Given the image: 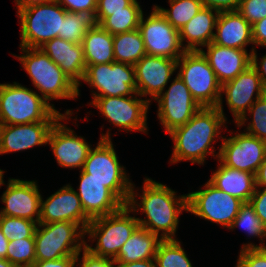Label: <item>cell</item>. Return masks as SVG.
I'll list each match as a JSON object with an SVG mask.
<instances>
[{"label":"cell","instance_id":"1","mask_svg":"<svg viewBox=\"0 0 266 267\" xmlns=\"http://www.w3.org/2000/svg\"><path fill=\"white\" fill-rule=\"evenodd\" d=\"M136 196H140L141 203L137 202ZM126 206L131 212L141 210L146 214L145 219L137 217L139 226L157 234L162 240L175 239L179 215L183 210L188 211V195L177 196L171 188L146 177L142 195L134 192L132 183Z\"/></svg>","mask_w":266,"mask_h":267},{"label":"cell","instance_id":"2","mask_svg":"<svg viewBox=\"0 0 266 267\" xmlns=\"http://www.w3.org/2000/svg\"><path fill=\"white\" fill-rule=\"evenodd\" d=\"M226 121L218 107H202L185 125L168 133L174 141L170 162L188 160L203 165L208 153L218 159L219 153L214 154L211 144L220 135V128Z\"/></svg>","mask_w":266,"mask_h":267},{"label":"cell","instance_id":"3","mask_svg":"<svg viewBox=\"0 0 266 267\" xmlns=\"http://www.w3.org/2000/svg\"><path fill=\"white\" fill-rule=\"evenodd\" d=\"M0 84V125H23L35 122H57L64 114L47 103L38 93L19 83Z\"/></svg>","mask_w":266,"mask_h":267},{"label":"cell","instance_id":"4","mask_svg":"<svg viewBox=\"0 0 266 267\" xmlns=\"http://www.w3.org/2000/svg\"><path fill=\"white\" fill-rule=\"evenodd\" d=\"M22 55L17 56L32 80V84L42 93V98L75 99L78 86L40 48L21 47Z\"/></svg>","mask_w":266,"mask_h":267},{"label":"cell","instance_id":"5","mask_svg":"<svg viewBox=\"0 0 266 267\" xmlns=\"http://www.w3.org/2000/svg\"><path fill=\"white\" fill-rule=\"evenodd\" d=\"M131 210L124 205L119 211L94 218L85 229V235L92 241L97 239L93 248L85 241V249L99 257L114 259L124 243L139 226L137 217L130 216Z\"/></svg>","mask_w":266,"mask_h":267},{"label":"cell","instance_id":"6","mask_svg":"<svg viewBox=\"0 0 266 267\" xmlns=\"http://www.w3.org/2000/svg\"><path fill=\"white\" fill-rule=\"evenodd\" d=\"M178 68L177 75L183 80L196 102L201 107H218L226 119L222 106V85L202 52L186 51L177 60Z\"/></svg>","mask_w":266,"mask_h":267},{"label":"cell","instance_id":"7","mask_svg":"<svg viewBox=\"0 0 266 267\" xmlns=\"http://www.w3.org/2000/svg\"><path fill=\"white\" fill-rule=\"evenodd\" d=\"M91 178L104 183L124 205L128 203L132 183L125 167L119 164L109 130L102 134L97 146L90 150L83 169Z\"/></svg>","mask_w":266,"mask_h":267},{"label":"cell","instance_id":"8","mask_svg":"<svg viewBox=\"0 0 266 267\" xmlns=\"http://www.w3.org/2000/svg\"><path fill=\"white\" fill-rule=\"evenodd\" d=\"M84 236L85 231L73 222L38 223L34 234L36 261L77 256L85 247Z\"/></svg>","mask_w":266,"mask_h":267},{"label":"cell","instance_id":"9","mask_svg":"<svg viewBox=\"0 0 266 267\" xmlns=\"http://www.w3.org/2000/svg\"><path fill=\"white\" fill-rule=\"evenodd\" d=\"M21 22L20 47L40 48L62 33L66 10L56 1L33 4L17 10Z\"/></svg>","mask_w":266,"mask_h":267},{"label":"cell","instance_id":"10","mask_svg":"<svg viewBox=\"0 0 266 267\" xmlns=\"http://www.w3.org/2000/svg\"><path fill=\"white\" fill-rule=\"evenodd\" d=\"M204 187L187 194V212L229 229L244 202L217 189L209 181Z\"/></svg>","mask_w":266,"mask_h":267},{"label":"cell","instance_id":"11","mask_svg":"<svg viewBox=\"0 0 266 267\" xmlns=\"http://www.w3.org/2000/svg\"><path fill=\"white\" fill-rule=\"evenodd\" d=\"M84 82L97 92L93 97H119L136 95L135 68L133 65L113 62L86 67Z\"/></svg>","mask_w":266,"mask_h":267},{"label":"cell","instance_id":"12","mask_svg":"<svg viewBox=\"0 0 266 267\" xmlns=\"http://www.w3.org/2000/svg\"><path fill=\"white\" fill-rule=\"evenodd\" d=\"M138 30L143 37L147 55L178 60L186 52L179 30L174 28L155 6L147 19L144 20L142 14Z\"/></svg>","mask_w":266,"mask_h":267},{"label":"cell","instance_id":"13","mask_svg":"<svg viewBox=\"0 0 266 267\" xmlns=\"http://www.w3.org/2000/svg\"><path fill=\"white\" fill-rule=\"evenodd\" d=\"M140 96L93 97L92 106L98 108L105 119L126 131L147 132V110L151 99Z\"/></svg>","mask_w":266,"mask_h":267},{"label":"cell","instance_id":"14","mask_svg":"<svg viewBox=\"0 0 266 267\" xmlns=\"http://www.w3.org/2000/svg\"><path fill=\"white\" fill-rule=\"evenodd\" d=\"M173 80L168 90L156 98L158 118L166 133L185 125L202 108L178 75Z\"/></svg>","mask_w":266,"mask_h":267},{"label":"cell","instance_id":"15","mask_svg":"<svg viewBox=\"0 0 266 267\" xmlns=\"http://www.w3.org/2000/svg\"><path fill=\"white\" fill-rule=\"evenodd\" d=\"M221 138L218 161L223 165L256 174L266 155V141L248 133Z\"/></svg>","mask_w":266,"mask_h":267},{"label":"cell","instance_id":"16","mask_svg":"<svg viewBox=\"0 0 266 267\" xmlns=\"http://www.w3.org/2000/svg\"><path fill=\"white\" fill-rule=\"evenodd\" d=\"M221 92L226 96V103L235 117L234 120L238 127L243 126L247 121L246 114L249 108L266 93L258 72L252 65L233 80L224 83Z\"/></svg>","mask_w":266,"mask_h":267},{"label":"cell","instance_id":"17","mask_svg":"<svg viewBox=\"0 0 266 267\" xmlns=\"http://www.w3.org/2000/svg\"><path fill=\"white\" fill-rule=\"evenodd\" d=\"M7 184L1 197L6 206L0 215L25 218L38 224L42 196L37 183L34 180L9 179Z\"/></svg>","mask_w":266,"mask_h":267},{"label":"cell","instance_id":"18","mask_svg":"<svg viewBox=\"0 0 266 267\" xmlns=\"http://www.w3.org/2000/svg\"><path fill=\"white\" fill-rule=\"evenodd\" d=\"M69 118V115H64L55 123L47 143L51 146L58 165L65 168L78 167L82 170L92 148L83 137H78L72 129L60 122Z\"/></svg>","mask_w":266,"mask_h":267},{"label":"cell","instance_id":"19","mask_svg":"<svg viewBox=\"0 0 266 267\" xmlns=\"http://www.w3.org/2000/svg\"><path fill=\"white\" fill-rule=\"evenodd\" d=\"M134 68L136 92L140 97L149 95L156 100L177 70V60L146 54Z\"/></svg>","mask_w":266,"mask_h":267},{"label":"cell","instance_id":"20","mask_svg":"<svg viewBox=\"0 0 266 267\" xmlns=\"http://www.w3.org/2000/svg\"><path fill=\"white\" fill-rule=\"evenodd\" d=\"M67 221L78 224L84 231L90 223L80 198L69 184L63 186L45 201L41 198L39 223Z\"/></svg>","mask_w":266,"mask_h":267},{"label":"cell","instance_id":"21","mask_svg":"<svg viewBox=\"0 0 266 267\" xmlns=\"http://www.w3.org/2000/svg\"><path fill=\"white\" fill-rule=\"evenodd\" d=\"M79 192L85 215L90 219L106 216L119 211L124 204L106 187L104 183L90 177L80 170Z\"/></svg>","mask_w":266,"mask_h":267},{"label":"cell","instance_id":"22","mask_svg":"<svg viewBox=\"0 0 266 267\" xmlns=\"http://www.w3.org/2000/svg\"><path fill=\"white\" fill-rule=\"evenodd\" d=\"M56 122H35L23 125H0V155L47 145Z\"/></svg>","mask_w":266,"mask_h":267},{"label":"cell","instance_id":"23","mask_svg":"<svg viewBox=\"0 0 266 267\" xmlns=\"http://www.w3.org/2000/svg\"><path fill=\"white\" fill-rule=\"evenodd\" d=\"M207 52L200 51L207 58L221 85L233 80L252 64V53L247 50L229 48L214 43L206 45Z\"/></svg>","mask_w":266,"mask_h":267},{"label":"cell","instance_id":"24","mask_svg":"<svg viewBox=\"0 0 266 267\" xmlns=\"http://www.w3.org/2000/svg\"><path fill=\"white\" fill-rule=\"evenodd\" d=\"M47 56L78 86L84 79L86 63L82 43L76 44L56 37L40 47Z\"/></svg>","mask_w":266,"mask_h":267},{"label":"cell","instance_id":"25","mask_svg":"<svg viewBox=\"0 0 266 267\" xmlns=\"http://www.w3.org/2000/svg\"><path fill=\"white\" fill-rule=\"evenodd\" d=\"M215 29L214 44L242 50L253 44L252 25L238 11L219 12Z\"/></svg>","mask_w":266,"mask_h":267},{"label":"cell","instance_id":"26","mask_svg":"<svg viewBox=\"0 0 266 267\" xmlns=\"http://www.w3.org/2000/svg\"><path fill=\"white\" fill-rule=\"evenodd\" d=\"M218 15V11L202 7L188 23L180 28V40L186 51H200L202 49L199 48L200 46L209 45L213 41V29L216 27ZM185 40L187 45L183 44Z\"/></svg>","mask_w":266,"mask_h":267},{"label":"cell","instance_id":"27","mask_svg":"<svg viewBox=\"0 0 266 267\" xmlns=\"http://www.w3.org/2000/svg\"><path fill=\"white\" fill-rule=\"evenodd\" d=\"M208 181L217 189L244 203L250 202L256 187L254 174L225 166L221 162Z\"/></svg>","mask_w":266,"mask_h":267},{"label":"cell","instance_id":"28","mask_svg":"<svg viewBox=\"0 0 266 267\" xmlns=\"http://www.w3.org/2000/svg\"><path fill=\"white\" fill-rule=\"evenodd\" d=\"M161 241L162 238L157 234L138 226L113 260L115 263H129L155 259L157 247Z\"/></svg>","mask_w":266,"mask_h":267},{"label":"cell","instance_id":"29","mask_svg":"<svg viewBox=\"0 0 266 267\" xmlns=\"http://www.w3.org/2000/svg\"><path fill=\"white\" fill-rule=\"evenodd\" d=\"M82 46L86 67L115 62L113 35L100 25L87 31Z\"/></svg>","mask_w":266,"mask_h":267},{"label":"cell","instance_id":"30","mask_svg":"<svg viewBox=\"0 0 266 267\" xmlns=\"http://www.w3.org/2000/svg\"><path fill=\"white\" fill-rule=\"evenodd\" d=\"M99 26L96 10H82L78 12H65L62 19V33L59 38L80 44L87 31Z\"/></svg>","mask_w":266,"mask_h":267},{"label":"cell","instance_id":"31","mask_svg":"<svg viewBox=\"0 0 266 267\" xmlns=\"http://www.w3.org/2000/svg\"><path fill=\"white\" fill-rule=\"evenodd\" d=\"M115 62L135 65L145 55L143 37L138 29L113 35Z\"/></svg>","mask_w":266,"mask_h":267},{"label":"cell","instance_id":"32","mask_svg":"<svg viewBox=\"0 0 266 267\" xmlns=\"http://www.w3.org/2000/svg\"><path fill=\"white\" fill-rule=\"evenodd\" d=\"M142 14L141 6L134 0L127 11L109 12L99 25L112 35L129 32L138 29Z\"/></svg>","mask_w":266,"mask_h":267},{"label":"cell","instance_id":"33","mask_svg":"<svg viewBox=\"0 0 266 267\" xmlns=\"http://www.w3.org/2000/svg\"><path fill=\"white\" fill-rule=\"evenodd\" d=\"M171 9L154 5L164 18L177 30H180L203 7L200 0H168Z\"/></svg>","mask_w":266,"mask_h":267},{"label":"cell","instance_id":"34","mask_svg":"<svg viewBox=\"0 0 266 267\" xmlns=\"http://www.w3.org/2000/svg\"><path fill=\"white\" fill-rule=\"evenodd\" d=\"M180 243L177 239L162 240L155 255L156 267H192Z\"/></svg>","mask_w":266,"mask_h":267},{"label":"cell","instance_id":"35","mask_svg":"<svg viewBox=\"0 0 266 267\" xmlns=\"http://www.w3.org/2000/svg\"><path fill=\"white\" fill-rule=\"evenodd\" d=\"M6 259L17 267H31L36 261L35 239L23 238L9 241Z\"/></svg>","mask_w":266,"mask_h":267},{"label":"cell","instance_id":"36","mask_svg":"<svg viewBox=\"0 0 266 267\" xmlns=\"http://www.w3.org/2000/svg\"><path fill=\"white\" fill-rule=\"evenodd\" d=\"M237 227L243 228L251 237H259L262 242L263 238H266V227L255 213L254 207L250 202L244 203L241 206L229 229H235Z\"/></svg>","mask_w":266,"mask_h":267},{"label":"cell","instance_id":"37","mask_svg":"<svg viewBox=\"0 0 266 267\" xmlns=\"http://www.w3.org/2000/svg\"><path fill=\"white\" fill-rule=\"evenodd\" d=\"M37 223L25 218L0 215V228L9 241L34 238Z\"/></svg>","mask_w":266,"mask_h":267},{"label":"cell","instance_id":"38","mask_svg":"<svg viewBox=\"0 0 266 267\" xmlns=\"http://www.w3.org/2000/svg\"><path fill=\"white\" fill-rule=\"evenodd\" d=\"M253 120L248 124L246 133L266 141V93L259 97L247 111Z\"/></svg>","mask_w":266,"mask_h":267},{"label":"cell","instance_id":"39","mask_svg":"<svg viewBox=\"0 0 266 267\" xmlns=\"http://www.w3.org/2000/svg\"><path fill=\"white\" fill-rule=\"evenodd\" d=\"M248 243L242 246L236 267H266V245Z\"/></svg>","mask_w":266,"mask_h":267},{"label":"cell","instance_id":"40","mask_svg":"<svg viewBox=\"0 0 266 267\" xmlns=\"http://www.w3.org/2000/svg\"><path fill=\"white\" fill-rule=\"evenodd\" d=\"M237 11L253 25L266 17V0H240Z\"/></svg>","mask_w":266,"mask_h":267},{"label":"cell","instance_id":"41","mask_svg":"<svg viewBox=\"0 0 266 267\" xmlns=\"http://www.w3.org/2000/svg\"><path fill=\"white\" fill-rule=\"evenodd\" d=\"M134 0H97V17L99 23L109 16V12L127 11Z\"/></svg>","mask_w":266,"mask_h":267},{"label":"cell","instance_id":"42","mask_svg":"<svg viewBox=\"0 0 266 267\" xmlns=\"http://www.w3.org/2000/svg\"><path fill=\"white\" fill-rule=\"evenodd\" d=\"M80 253L81 252L77 254L76 260L78 261L77 265H80L79 267H116V263L113 259L95 256L87 249H85V247L83 248V256L81 258L82 260L79 261Z\"/></svg>","mask_w":266,"mask_h":267},{"label":"cell","instance_id":"43","mask_svg":"<svg viewBox=\"0 0 266 267\" xmlns=\"http://www.w3.org/2000/svg\"><path fill=\"white\" fill-rule=\"evenodd\" d=\"M255 187L254 194L250 199V204L254 207L255 213L261 219L266 227V188L257 190Z\"/></svg>","mask_w":266,"mask_h":267},{"label":"cell","instance_id":"44","mask_svg":"<svg viewBox=\"0 0 266 267\" xmlns=\"http://www.w3.org/2000/svg\"><path fill=\"white\" fill-rule=\"evenodd\" d=\"M67 12L97 9V0H56Z\"/></svg>","mask_w":266,"mask_h":267},{"label":"cell","instance_id":"45","mask_svg":"<svg viewBox=\"0 0 266 267\" xmlns=\"http://www.w3.org/2000/svg\"><path fill=\"white\" fill-rule=\"evenodd\" d=\"M203 7L218 12L237 11L240 0H200Z\"/></svg>","mask_w":266,"mask_h":267},{"label":"cell","instance_id":"46","mask_svg":"<svg viewBox=\"0 0 266 267\" xmlns=\"http://www.w3.org/2000/svg\"><path fill=\"white\" fill-rule=\"evenodd\" d=\"M77 256H67L60 259L35 261L31 267H75Z\"/></svg>","mask_w":266,"mask_h":267},{"label":"cell","instance_id":"47","mask_svg":"<svg viewBox=\"0 0 266 267\" xmlns=\"http://www.w3.org/2000/svg\"><path fill=\"white\" fill-rule=\"evenodd\" d=\"M252 40L254 45L266 47V17L252 25Z\"/></svg>","mask_w":266,"mask_h":267},{"label":"cell","instance_id":"48","mask_svg":"<svg viewBox=\"0 0 266 267\" xmlns=\"http://www.w3.org/2000/svg\"><path fill=\"white\" fill-rule=\"evenodd\" d=\"M251 53H252V64L251 65L258 72V75L261 79L263 89L266 92V55H264L261 58V61L258 64V57H257V54H256L254 47L251 49Z\"/></svg>","mask_w":266,"mask_h":267},{"label":"cell","instance_id":"49","mask_svg":"<svg viewBox=\"0 0 266 267\" xmlns=\"http://www.w3.org/2000/svg\"><path fill=\"white\" fill-rule=\"evenodd\" d=\"M255 185L257 188H266V155L255 174Z\"/></svg>","mask_w":266,"mask_h":267},{"label":"cell","instance_id":"50","mask_svg":"<svg viewBox=\"0 0 266 267\" xmlns=\"http://www.w3.org/2000/svg\"><path fill=\"white\" fill-rule=\"evenodd\" d=\"M116 267H156L155 259L141 260L129 263H116Z\"/></svg>","mask_w":266,"mask_h":267},{"label":"cell","instance_id":"51","mask_svg":"<svg viewBox=\"0 0 266 267\" xmlns=\"http://www.w3.org/2000/svg\"><path fill=\"white\" fill-rule=\"evenodd\" d=\"M9 240L2 233L0 228V258L6 259L7 249H8Z\"/></svg>","mask_w":266,"mask_h":267},{"label":"cell","instance_id":"52","mask_svg":"<svg viewBox=\"0 0 266 267\" xmlns=\"http://www.w3.org/2000/svg\"><path fill=\"white\" fill-rule=\"evenodd\" d=\"M53 0H15L18 9L33 5L51 2Z\"/></svg>","mask_w":266,"mask_h":267},{"label":"cell","instance_id":"53","mask_svg":"<svg viewBox=\"0 0 266 267\" xmlns=\"http://www.w3.org/2000/svg\"><path fill=\"white\" fill-rule=\"evenodd\" d=\"M0 267H17V266L9 262L7 259L0 258Z\"/></svg>","mask_w":266,"mask_h":267},{"label":"cell","instance_id":"54","mask_svg":"<svg viewBox=\"0 0 266 267\" xmlns=\"http://www.w3.org/2000/svg\"><path fill=\"white\" fill-rule=\"evenodd\" d=\"M3 175H4V171L0 169V187L1 185L5 184L3 181Z\"/></svg>","mask_w":266,"mask_h":267}]
</instances>
